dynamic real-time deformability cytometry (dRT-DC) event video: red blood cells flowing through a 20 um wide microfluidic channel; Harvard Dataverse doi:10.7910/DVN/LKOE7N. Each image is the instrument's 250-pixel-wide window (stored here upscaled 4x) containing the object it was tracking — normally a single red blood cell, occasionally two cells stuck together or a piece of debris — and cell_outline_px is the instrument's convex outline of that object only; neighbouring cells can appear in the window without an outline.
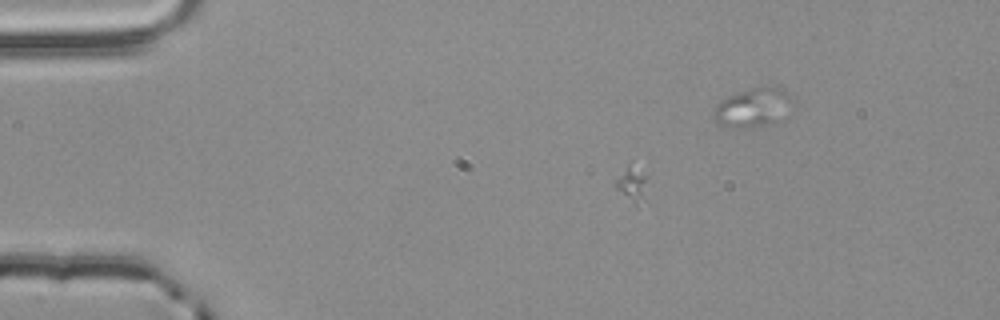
{"species": "common noctule bat (a hibernating species)", "species_latin": "Nyctalus noctula", "temperature_condition": "room temperature", "stored_images_in_passage": 14, "camera_frame_rate_fps": 3000, "um_per_image_px": 0.085, "animal": {"sex": "male", "body_mass_g": 20.4}, "frame": {"image": 1, "passage_image": 14, "time_ms": 4.333, "image_size_px": [1000, 320], "cell_outline_px": [[792, 100], [788, 116], [784, 120], [772, 124], [752, 128], [732, 128], [716, 124], [712, 116], [716, 104], [728, 96], [752, 88], [776, 88], [784, 92]], "centroid_in_image_um": [63.98, 9.22], "position_along_channel_um": 21.0, "area_um2": 18.03}}